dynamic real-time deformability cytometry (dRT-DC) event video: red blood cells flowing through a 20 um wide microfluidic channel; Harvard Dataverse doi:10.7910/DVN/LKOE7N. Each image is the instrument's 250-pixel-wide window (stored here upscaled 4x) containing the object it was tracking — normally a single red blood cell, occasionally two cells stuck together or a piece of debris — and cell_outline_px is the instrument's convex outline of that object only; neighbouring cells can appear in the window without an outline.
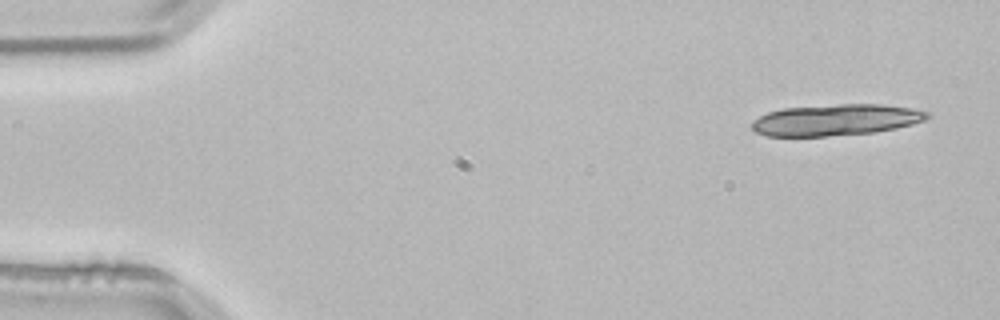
{"species": "common noctule bat (a hibernating species)", "species_latin": "Nyctalus noctula", "temperature_condition": "room temperature", "stored_images_in_passage": 3, "camera_frame_rate_fps": 3000, "um_per_image_px": 0.085, "animal": {"sex": "male", "body_mass_g": 21.5, "forearm_length_mm": 52.0}, "frame": {"image": 1, "passage_image": 1, "time_ms": 0.0, "image_size_px": [1000, 320], "cell_outline_px": [[932, 116], [924, 120], [912, 124], [896, 128], [876, 132], [828, 136], [768, 136], [756, 132], [752, 128], [752, 120], [768, 112], [784, 108], [840, 104], [880, 104], [912, 108], [932, 112]], "centroid_in_image_um": [71.09, 10.19], "position_along_channel_um": 13.9, "area_um2": 32.08}}